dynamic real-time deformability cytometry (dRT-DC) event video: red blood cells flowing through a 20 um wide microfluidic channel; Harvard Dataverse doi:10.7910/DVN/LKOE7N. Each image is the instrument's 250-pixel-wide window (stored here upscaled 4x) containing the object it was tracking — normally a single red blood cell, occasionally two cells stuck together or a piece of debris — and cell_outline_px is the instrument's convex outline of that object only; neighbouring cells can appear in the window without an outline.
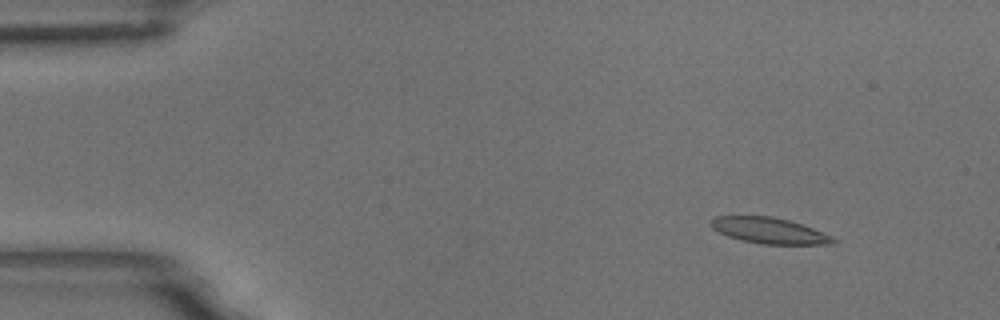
{"species": "common noctule bat (a hibernating species)", "species_latin": "Nyctalus noctula", "temperature_condition": "room temperature", "stored_images_in_passage": 7, "camera_frame_rate_fps": 3000, "um_per_image_px": 0.085, "animal": {"sex": "male", "body_mass_g": 18.8}, "frame": {"image": 1, "passage_image": 2, "time_ms": 0.333, "image_size_px": [1000, 320], "cell_outline_px": [[840, 240], [836, 244], [760, 244], [740, 240], [728, 236], [712, 228], [712, 220], [716, 216], [772, 216], [788, 220], [812, 228], [832, 236]], "centroid_in_image_um": [65.44, 19.61], "position_along_channel_um": 19.6, "area_um2": 18.38}}
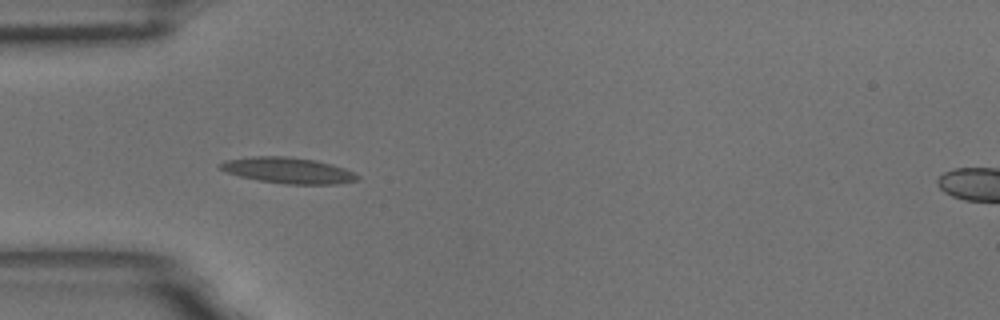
{"frame": {"image": 2, "passage_image": 5, "time_ms": 1.333, "image_size_px": [1000, 320], "cell_outline_px": [[360, 176], [356, 180], [336, 184], [288, 184], [260, 180], [240, 176], [228, 172], [220, 168], [216, 164], [224, 160], [252, 156], [288, 156], [316, 160], [332, 164], [344, 168]], "centroid_in_image_um": [24.47, 14.47], "position_along_channel_um": 60.5, "area_um2": 20.63}}